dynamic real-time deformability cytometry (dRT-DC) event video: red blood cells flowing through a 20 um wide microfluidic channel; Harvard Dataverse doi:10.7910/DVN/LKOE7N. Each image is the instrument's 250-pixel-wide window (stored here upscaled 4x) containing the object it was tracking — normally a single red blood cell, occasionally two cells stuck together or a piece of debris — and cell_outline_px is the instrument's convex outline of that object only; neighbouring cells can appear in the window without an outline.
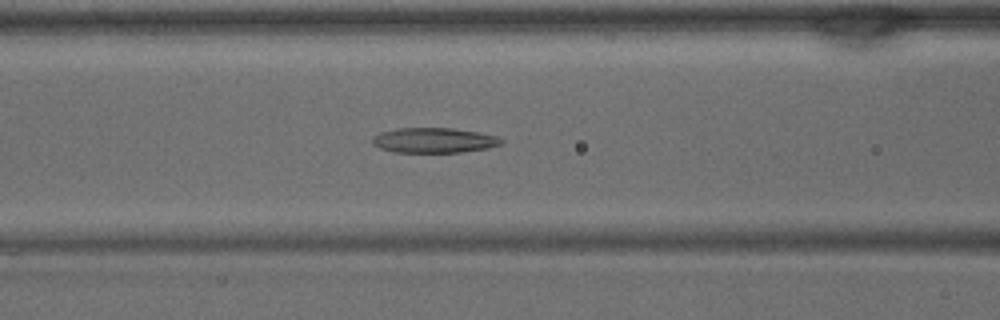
{"species": "common noctule bat (a hibernating species)", "species_latin": "Nyctalus noctula", "temperature_condition": "warm", "stored_images_in_passage": 31, "camera_frame_rate_fps": 3000, "um_per_image_px": 0.085, "animal": {"sex": "male", "body_mass_g": 15.6}, "frame": {"image": 1, "passage_image": 7, "time_ms": 2.0, "image_size_px": [1000, 320], "cell_outline_px": [[504, 144], [488, 148], [460, 152], [392, 152], [380, 148], [372, 144], [372, 136], [380, 132], [396, 128], [452, 128], [480, 132], [496, 136], [504, 140]], "centroid_in_image_um": [36.89, 11.92], "position_along_channel_um": 129.7, "area_um2": 19.02}}
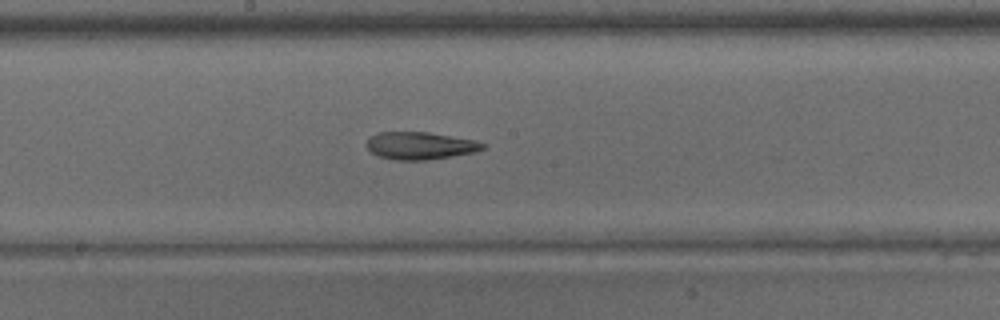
{"frame": {"image": 2, "passage_image": 12, "time_ms": 3.667, "image_size_px": [1000, 320], "cell_outline_px": [[484, 148], [476, 152], [428, 160], [392, 160], [380, 156], [372, 152], [364, 144], [372, 136], [380, 132], [428, 132], [476, 140], [484, 144]], "centroid_in_image_um": [35.72, 12.39], "position_along_channel_um": 212.5, "area_um2": 18.55}}
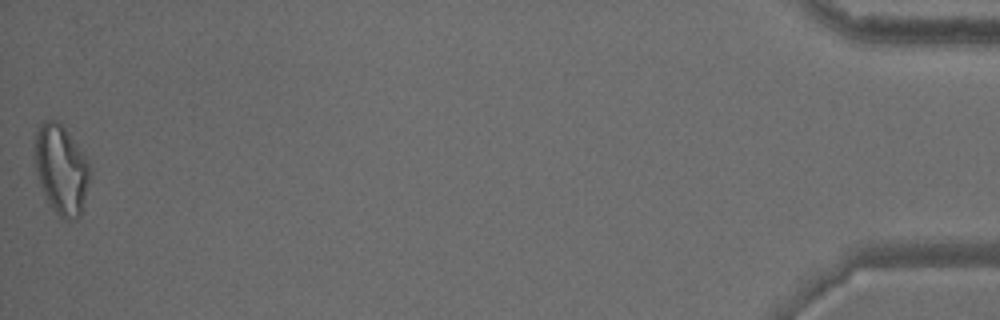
{"frame": {"image": 3, "passage_image": 31, "time_ms": 10.0, "image_size_px": [1000, 320], "cell_outline_px": [[92, 168], [80, 216], [60, 220], [48, 204], [36, 176], [36, 136], [40, 124], [44, 120], [56, 120], [68, 132], [88, 160]], "centroid_in_image_um": [5.21, 14.44], "position_along_channel_um": 430.0, "area_um2": 28.55}}